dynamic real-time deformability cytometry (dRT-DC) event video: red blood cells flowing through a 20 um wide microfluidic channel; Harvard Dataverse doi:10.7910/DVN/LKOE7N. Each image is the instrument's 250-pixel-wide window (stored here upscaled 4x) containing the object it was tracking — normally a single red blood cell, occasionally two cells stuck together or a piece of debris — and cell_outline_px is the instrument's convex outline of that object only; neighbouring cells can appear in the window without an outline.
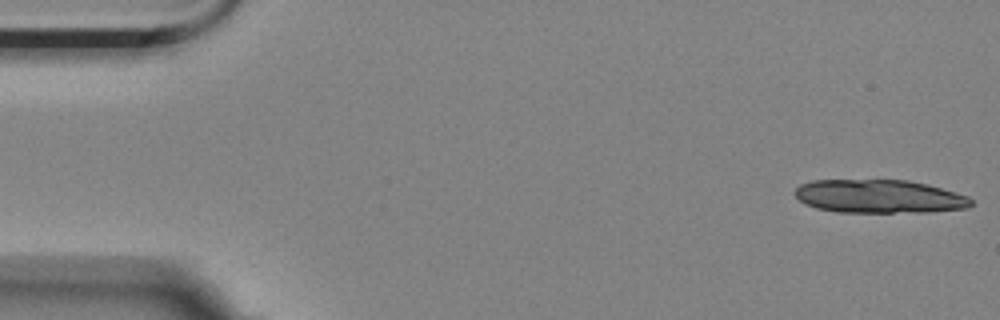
{"species": "Egyptian fruit bat (a non-hibernating species)", "species_latin": "Rousettus aegyptiacus", "temperature_condition": "room temperature", "stored_images_in_passage": 15, "camera_frame_rate_fps": 3000, "um_per_image_px": 0.085, "animal": {"sex": "female"}, "frame": {"image": 1, "passage_image": 1, "time_ms": 0.0, "image_size_px": [1000, 320], "cell_outline_px": [[972, 204], [968, 208], [928, 212], [836, 212], [816, 208], [800, 200], [792, 192], [800, 184], [812, 180], [908, 180], [928, 184], [968, 196], [972, 200]], "centroid_in_image_um": [74.73, 16.69], "position_along_channel_um": 10.3, "area_um2": 34.39}}